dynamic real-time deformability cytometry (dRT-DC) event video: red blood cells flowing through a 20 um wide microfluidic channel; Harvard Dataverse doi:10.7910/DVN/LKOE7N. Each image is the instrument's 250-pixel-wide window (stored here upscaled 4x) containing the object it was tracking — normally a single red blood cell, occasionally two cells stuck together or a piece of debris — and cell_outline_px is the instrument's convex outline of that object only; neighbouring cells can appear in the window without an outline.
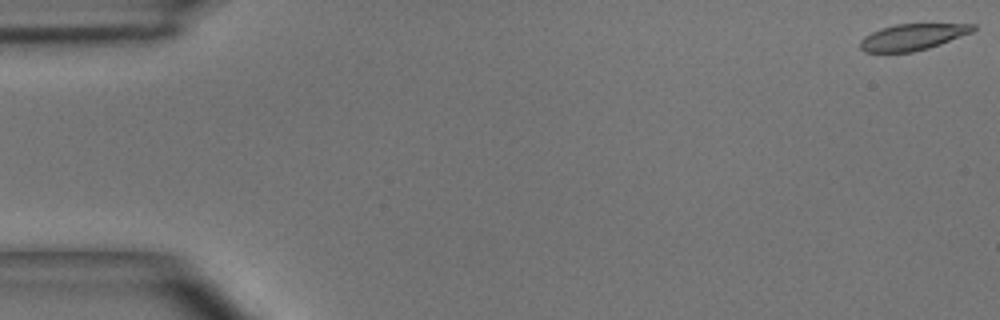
{"species": "common noctule bat (a hibernating species)", "species_latin": "Nyctalus noctula", "temperature_condition": "room temperature", "stored_images_in_passage": 9, "camera_frame_rate_fps": 3000, "um_per_image_px": 0.085, "animal": {"sex": "male", "body_mass_g": 15.6}, "frame": {"image": 1, "passage_image": 1, "time_ms": 0.0, "image_size_px": [1000, 320], "cell_outline_px": [[976, 28], [972, 32], [940, 44], [928, 48], [912, 52], [864, 52], [860, 48], [860, 40], [864, 36], [880, 28], [896, 24], [976, 24]], "centroid_in_image_um": [77.54, 3.14], "position_along_channel_um": 7.5, "area_um2": 17.22}}